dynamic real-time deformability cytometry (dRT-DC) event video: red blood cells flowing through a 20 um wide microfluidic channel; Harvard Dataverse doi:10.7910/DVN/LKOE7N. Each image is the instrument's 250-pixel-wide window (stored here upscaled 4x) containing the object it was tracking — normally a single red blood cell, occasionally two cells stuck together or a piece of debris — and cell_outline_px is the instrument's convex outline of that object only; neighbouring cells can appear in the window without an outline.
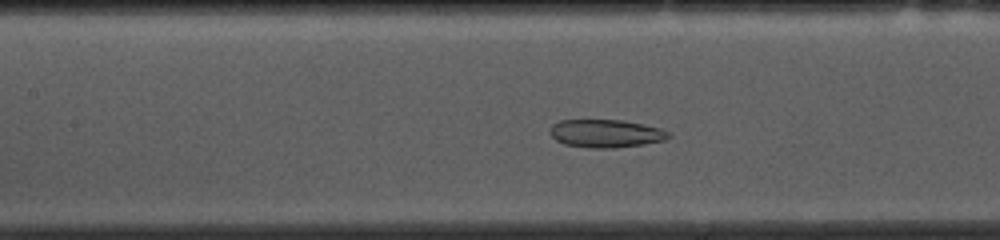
{"species": "common noctule bat (a hibernating species)", "species_latin": "Nyctalus noctula", "temperature_condition": "cold", "stored_images_in_passage": 54, "camera_frame_rate_fps": 3000, "um_per_image_px": 0.085, "animal": {"sex": "female", "body_mass_g": 10.0, "forearm_length_mm": 53.1}, "frame": {"image": 1, "passage_image": 23, "time_ms": 7.333, "image_size_px": [1000, 240], "cell_outline_px": [[672, 136], [664, 140], [644, 144], [612, 148], [588, 148], [564, 144], [556, 140], [548, 132], [552, 124], [560, 120], [624, 120], [660, 128], [672, 132]], "centroid_in_image_um": [51.5, 11.34], "position_along_channel_um": 155.9, "area_um2": 19.54}}
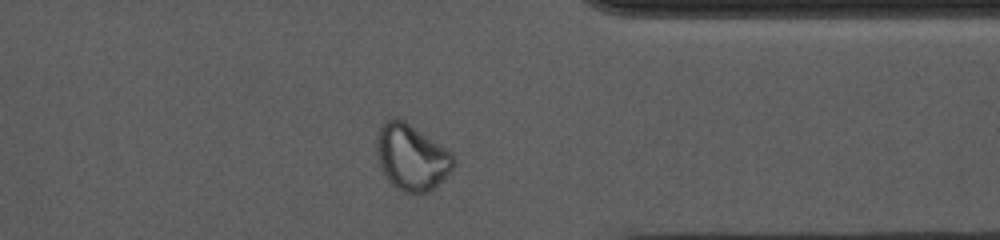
{"frame": {"image": 2, "passage_image": 42, "time_ms": 13.667, "image_size_px": [1000, 240], "cell_outline_px": [[456, 164], [436, 188], [420, 196], [404, 192], [396, 188], [388, 180], [380, 168], [376, 148], [376, 140], [380, 124], [384, 120], [392, 116], [396, 116], [404, 120], [452, 152], [456, 160]], "centroid_in_image_um": [34.98, 13.38], "position_along_channel_um": 376.4, "area_um2": 30.29}}
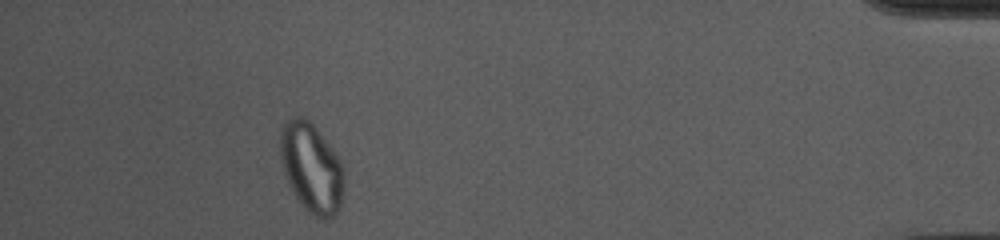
{"frame": {"image": 3, "passage_image": 49, "time_ms": 16.0, "image_size_px": [1000, 240], "cell_outline_px": [[344, 192], [340, 212], [328, 220], [324, 220], [308, 212], [296, 196], [284, 172], [280, 156], [280, 128], [288, 120], [296, 116], [304, 116], [324, 136], [340, 160], [344, 168]], "centroid_in_image_um": [26.52, 14.28], "position_along_channel_um": 408.7, "area_um2": 33.52}, "authors_computed_cell_mechanics": {"area_um2": 26.2701, "velocity_mm_per_s": 3.6258, "shape_relaxation_time_tau1_ms": null, "shape_relaxation_time_tau2_ms": 2.7083, "deformation_change_tau1": null, "deformation_change_tau2": 0.0793}}